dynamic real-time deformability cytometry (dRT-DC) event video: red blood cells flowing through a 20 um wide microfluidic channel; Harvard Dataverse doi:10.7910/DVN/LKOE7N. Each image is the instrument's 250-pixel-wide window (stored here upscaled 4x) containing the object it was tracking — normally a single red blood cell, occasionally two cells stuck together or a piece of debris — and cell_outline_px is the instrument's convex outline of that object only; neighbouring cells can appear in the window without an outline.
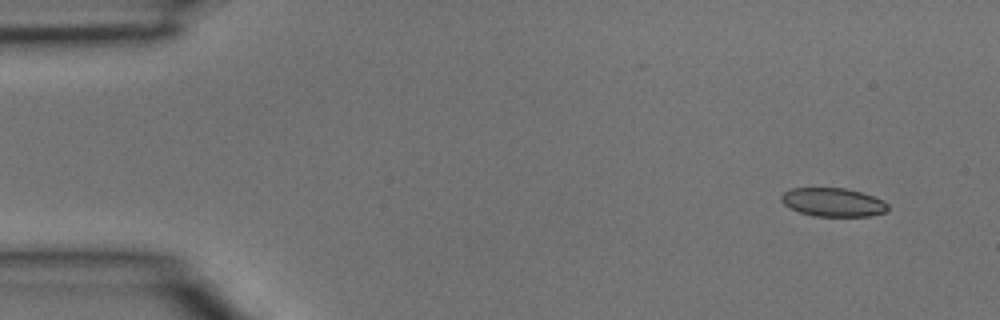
{"species": "common noctule bat (a hibernating species)", "species_latin": "Nyctalus noctula", "temperature_condition": "room temperature", "stored_images_in_passage": 37, "camera_frame_rate_fps": 3000, "um_per_image_px": 0.085, "animal": {"sex": "male", "body_mass_g": 15.6}, "frame": {"image": 1, "passage_image": 1, "time_ms": 0.0, "image_size_px": [1000, 320], "cell_outline_px": [[888, 208], [884, 212], [868, 216], [812, 216], [800, 212], [784, 204], [780, 200], [780, 196], [788, 188], [844, 188], [860, 192], [884, 200], [888, 204]], "centroid_in_image_um": [70.78, 17.18], "position_along_channel_um": 14.2, "area_um2": 17.69}}
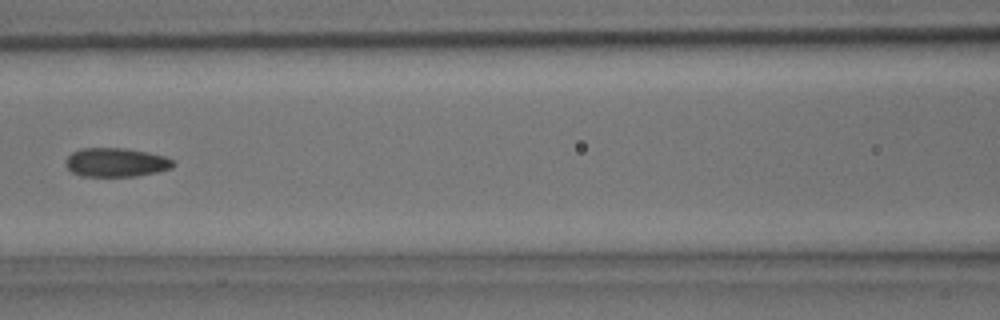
{"frame": {"image": 2, "passage_image": 16, "time_ms": 5.0, "image_size_px": [1000, 320], "cell_outline_px": [[176, 164], [172, 168], [156, 172], [136, 176], [84, 176], [72, 172], [64, 164], [68, 156], [72, 152], [80, 148], [124, 148], [148, 152], [164, 156], [176, 160]], "centroid_in_image_um": [9.89, 13.79], "position_along_channel_um": 156.7, "area_um2": 18.21}}
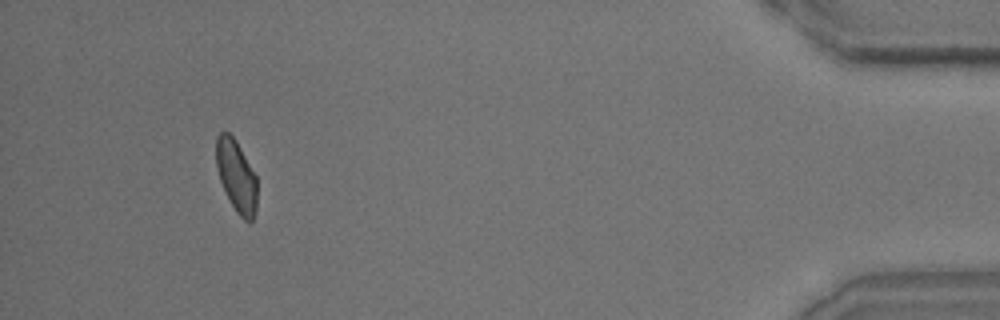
{"frame": {"image": 3, "passage_image": 36, "time_ms": 11.667, "image_size_px": [1000, 320], "cell_outline_px": [[256, 212], [252, 220], [244, 220], [236, 212], [220, 180], [216, 168], [216, 136], [220, 132], [228, 132], [236, 140], [256, 176]], "centroid_in_image_um": [20.08, 14.93], "position_along_channel_um": 415.1, "area_um2": 16.94}}